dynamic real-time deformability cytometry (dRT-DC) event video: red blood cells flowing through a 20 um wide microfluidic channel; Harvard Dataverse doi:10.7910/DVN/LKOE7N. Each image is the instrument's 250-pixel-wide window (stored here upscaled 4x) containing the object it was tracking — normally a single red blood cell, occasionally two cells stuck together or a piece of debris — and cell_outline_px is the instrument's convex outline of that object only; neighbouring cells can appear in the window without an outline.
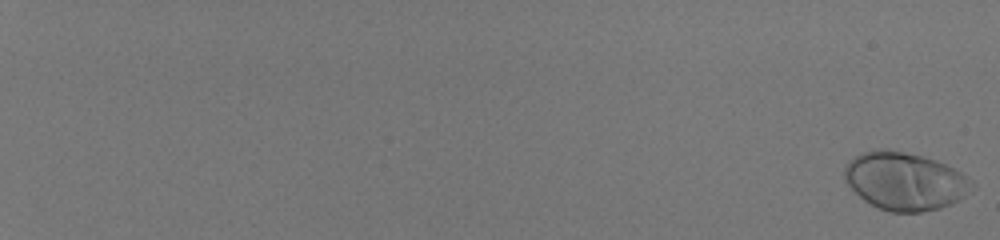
{"species": "human", "species_latin": "Homo sapiens", "temperature_condition": "room temperature", "stored_images_in_passage": 58, "camera_frame_rate_fps": 3000, "um_per_image_px": 0.085, "donor": {"sex": "male"}, "frame": {"image": 1, "passage_image": 1, "time_ms": 0.0, "image_size_px": [1000, 240], "cell_outline_px": [[976, 184], [964, 196], [952, 204], [940, 208], [920, 212], [892, 212], [880, 208], [864, 200], [844, 180], [844, 168], [848, 160], [864, 152], [880, 148], [888, 148], [936, 160], [960, 172], [972, 180]], "centroid_in_image_um": [76.91, 15.39], "position_along_channel_um": 8.1, "area_um2": 42.77}}
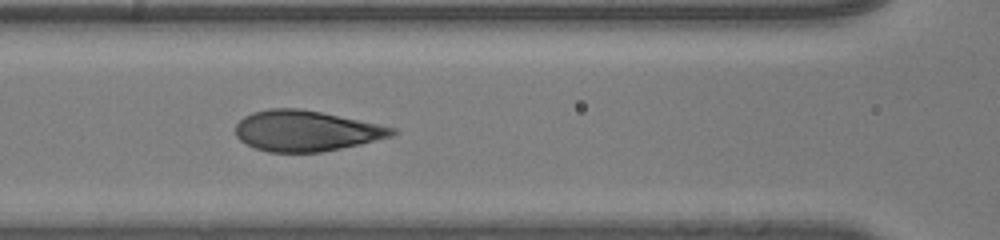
{"frame": {"image": 2, "passage_image": 33, "time_ms": 10.667, "image_size_px": [1000, 240], "cell_outline_px": [[396, 132], [392, 136], [360, 144], [320, 152], [268, 152], [256, 148], [240, 140], [236, 136], [236, 124], [244, 116], [252, 112], [268, 108], [300, 108], [320, 112], [396, 128]], "centroid_in_image_um": [25.97, 11.12], "position_along_channel_um": 140.6, "area_um2": 36.76}}
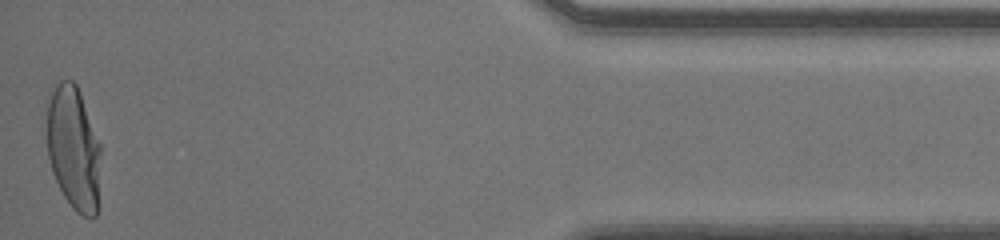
{"frame": {"image": 3, "passage_image": 58, "time_ms": 19.0, "image_size_px": [1000, 240], "cell_outline_px": [[100, 208], [96, 216], [84, 216], [76, 212], [72, 208], [64, 196], [52, 172], [48, 156], [44, 104], [44, 100], [56, 84], [60, 80], [72, 80], [76, 84], [80, 92], [100, 144]], "centroid_in_image_um": [6.23, 12.58], "position_along_channel_um": 429.0, "area_um2": 40.17}, "authors_computed_cell_mechanics": {"area_um2": 38.3792, "velocity_mm_per_s": 4.0714, "shape_relaxation_time_tau1_ms": 4.165, "shape_relaxation_time_tau2_ms": null, "deformation_change_tau1": 0.2389, "deformation_change_tau2": null}}